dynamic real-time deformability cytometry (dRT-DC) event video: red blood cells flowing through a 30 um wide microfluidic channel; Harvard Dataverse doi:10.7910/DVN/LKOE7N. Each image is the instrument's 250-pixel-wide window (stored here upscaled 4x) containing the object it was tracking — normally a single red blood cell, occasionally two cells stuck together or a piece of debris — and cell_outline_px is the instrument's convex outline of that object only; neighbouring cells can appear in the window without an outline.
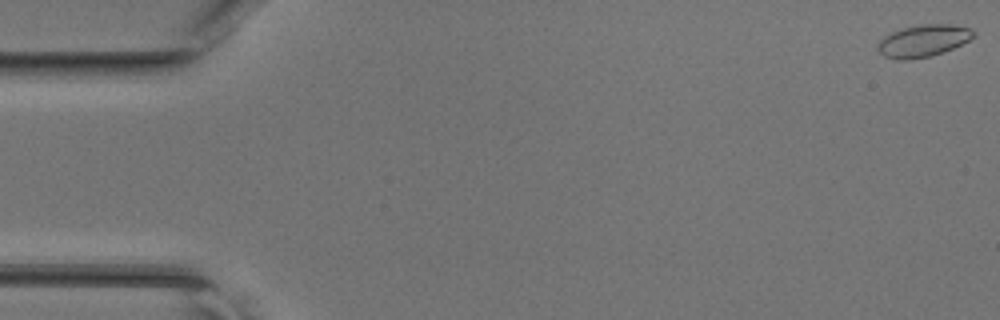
{"species": "common noctule bat (a hibernating species)", "species_latin": "Nyctalus noctula", "temperature_condition": "room temperature", "stored_images_in_passage": 47, "camera_frame_rate_fps": 3000, "um_per_image_px": 0.085, "animal": {"sex": "female", "body_mass_g": 17.0, "forearm_length_mm": 48.0}, "frame": {"image": 1, "passage_image": 1, "time_ms": 0.0, "image_size_px": [1000, 320], "cell_outline_px": [[976, 36], [952, 48], [932, 56], [908, 60], [896, 60], [884, 56], [876, 48], [876, 44], [884, 36], [892, 32], [904, 28], [920, 24], [948, 24], [968, 28], [976, 32]], "centroid_in_image_um": [78.44, 3.48], "position_along_channel_um": 6.6, "area_um2": 17.86}}
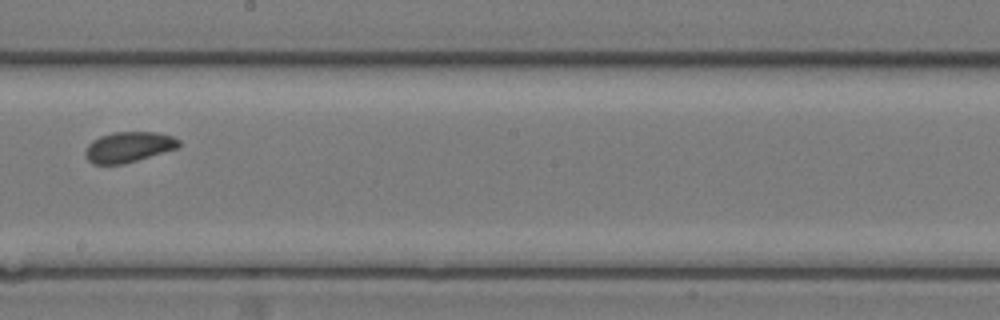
{"frame": {"image": 2, "passage_image": 27, "time_ms": 8.667, "image_size_px": [1000, 320], "cell_outline_px": [[180, 148], [124, 164], [92, 164], [84, 156], [84, 152], [88, 144], [92, 140], [100, 136], [112, 132], [156, 132], [172, 136], [180, 140]], "centroid_in_image_um": [10.93, 12.5], "position_along_channel_um": 237.3, "area_um2": 16.88}}
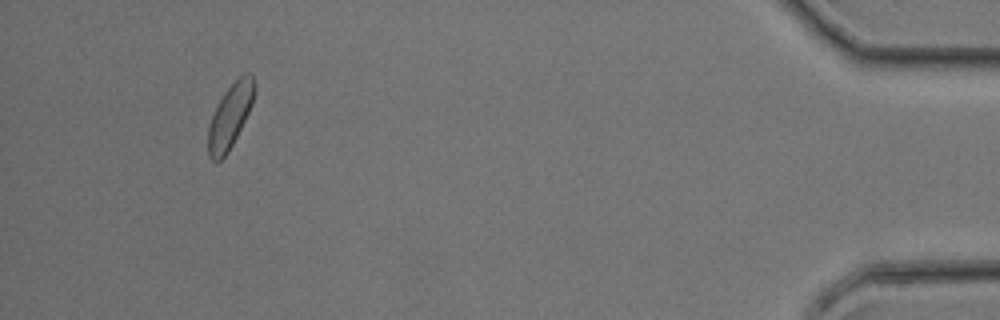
{"frame": {"image": 3, "passage_image": 44, "time_ms": 14.333, "image_size_px": [1000, 320], "cell_outline_px": [[256, 88], [252, 104], [228, 152], [216, 164], [208, 156], [208, 128], [212, 116], [224, 92], [244, 72], [252, 72], [256, 84]], "centroid_in_image_um": [19.57, 9.84], "position_along_channel_um": 415.6, "area_um2": 17.11}}